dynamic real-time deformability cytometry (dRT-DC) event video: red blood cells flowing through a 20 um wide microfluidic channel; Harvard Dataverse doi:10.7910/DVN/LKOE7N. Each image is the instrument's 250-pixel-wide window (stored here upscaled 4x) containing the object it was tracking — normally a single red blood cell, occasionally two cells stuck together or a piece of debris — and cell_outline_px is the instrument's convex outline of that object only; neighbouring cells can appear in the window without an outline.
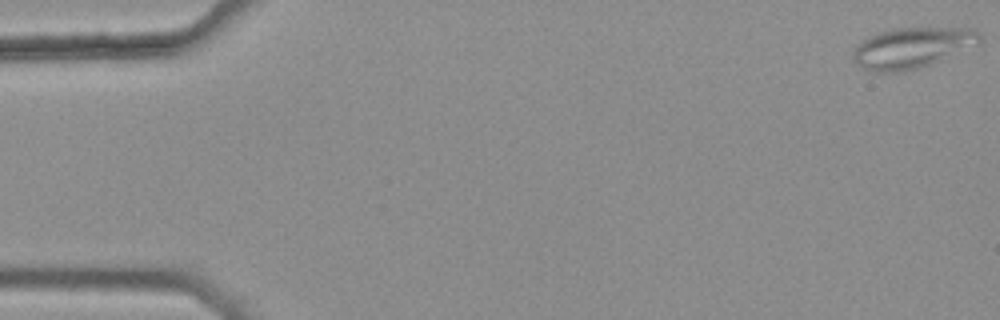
{"species": "common noctule bat (a hibernating species)", "species_latin": "Nyctalus noctula", "temperature_condition": "warm", "stored_images_in_passage": 49, "camera_frame_rate_fps": 3000, "um_per_image_px": 0.085, "animal": {"sex": "female", "body_mass_g": 25.1}, "frame": {"image": 1, "passage_image": 1, "time_ms": 0.0, "image_size_px": [1000, 320], "cell_outline_px": [[984, 40], [980, 44], [932, 64], [920, 68], [900, 72], [868, 72], [860, 68], [852, 60], [852, 52], [856, 44], [876, 32], [892, 28], [972, 28], [980, 32]], "centroid_in_image_um": [77.52, 4.07], "position_along_channel_um": 7.5, "area_um2": 30.87}}
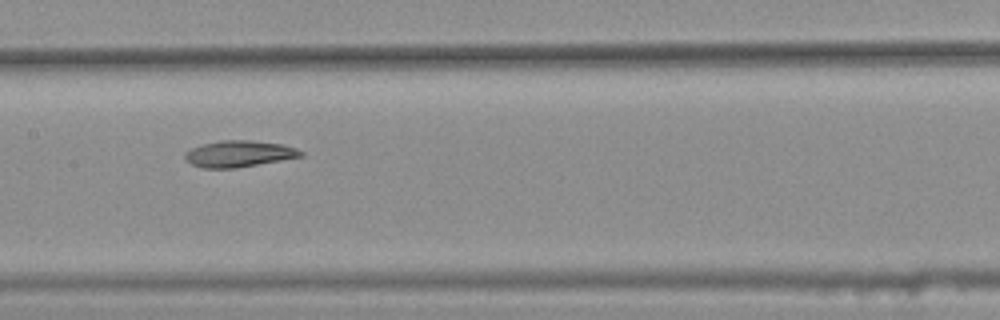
{"frame": {"image": 2, "passage_image": 27, "time_ms": 8.667, "image_size_px": [1000, 320], "cell_outline_px": [[304, 156], [236, 168], [204, 168], [192, 164], [184, 160], [184, 152], [192, 148], [204, 144], [220, 140], [252, 140], [280, 144], [296, 148], [304, 152]], "centroid_in_image_um": [20.3, 13.07], "position_along_channel_um": 187.1, "area_um2": 17.8}}
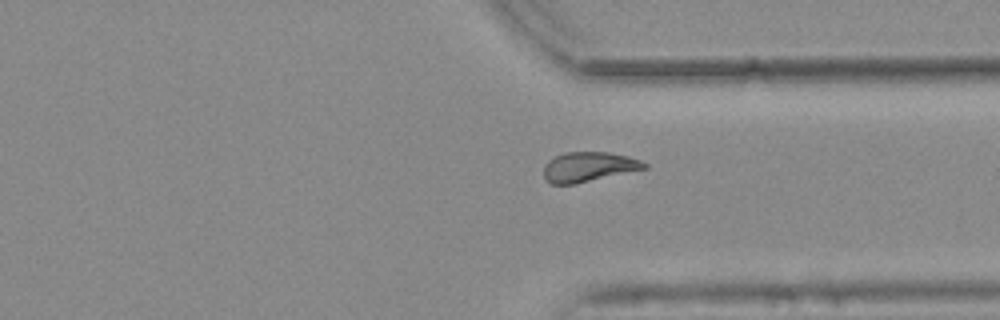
{"frame": {"image": 3, "passage_image": 41, "time_ms": 13.333, "image_size_px": [1000, 320], "cell_outline_px": [[648, 168], [576, 184], [552, 184], [544, 176], [544, 164], [548, 160], [564, 152], [608, 152], [628, 156], [640, 160], [648, 164]], "centroid_in_image_um": [50.05, 14.18], "position_along_channel_um": 361.4, "area_um2": 17.51}, "authors_computed_cell_mechanics": {"area_um2": 18.0914, "velocity_mm_per_s": 3.7302, "shape_relaxation_time_tau1_ms": null, "shape_relaxation_time_tau2_ms": 8.52, "deformation_change_tau1": null, "deformation_change_tau2": 0.144}}